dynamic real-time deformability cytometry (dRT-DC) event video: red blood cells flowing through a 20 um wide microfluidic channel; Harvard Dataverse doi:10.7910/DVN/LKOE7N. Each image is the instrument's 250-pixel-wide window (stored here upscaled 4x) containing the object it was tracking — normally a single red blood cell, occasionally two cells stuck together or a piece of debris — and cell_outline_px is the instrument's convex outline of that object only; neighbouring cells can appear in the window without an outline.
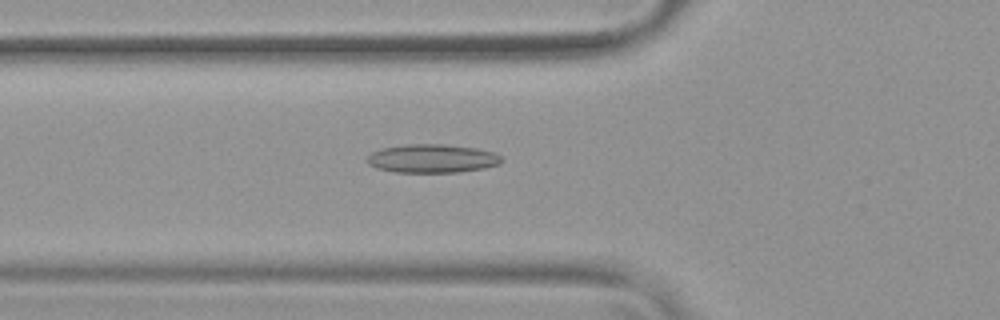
{"species": "common noctule bat (a hibernating species)", "species_latin": "Nyctalus noctula", "temperature_condition": "warm", "stored_images_in_passage": 54, "camera_frame_rate_fps": 3000, "um_per_image_px": 0.085, "animal": {"sex": "female", "body_mass_g": 19.9}, "frame": {"image": 1, "passage_image": 20, "time_ms": 6.333, "image_size_px": [1000, 320], "cell_outline_px": [[504, 160], [500, 164], [484, 168], [456, 172], [392, 172], [376, 168], [368, 164], [364, 160], [372, 152], [380, 148], [404, 144], [444, 144], [476, 148], [496, 152]], "centroid_in_image_um": [36.71, 13.47], "position_along_channel_um": 89.1, "area_um2": 22.66}}
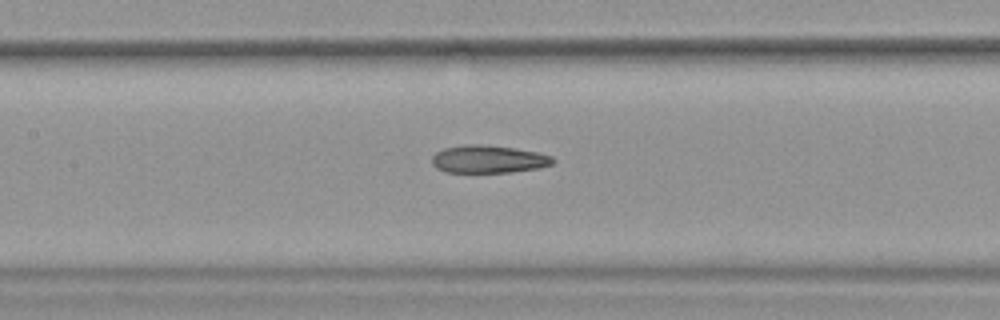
{"frame": {"image": 2, "passage_image": 26, "time_ms": 8.333, "image_size_px": [1000, 320], "cell_outline_px": [[556, 160], [552, 164], [540, 168], [512, 172], [444, 172], [436, 168], [432, 164], [432, 156], [436, 152], [444, 148], [464, 144], [484, 144], [516, 148], [540, 152], [552, 156]], "centroid_in_image_um": [41.54, 13.52], "position_along_channel_um": 165.9, "area_um2": 19.88}}
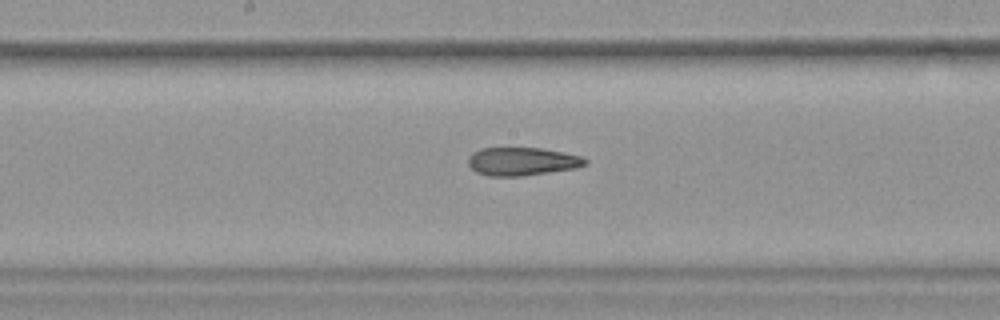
{"frame": {"image": 3, "passage_image": 29, "time_ms": 9.333, "image_size_px": [1000, 320], "cell_outline_px": [[588, 164], [576, 168], [524, 176], [488, 176], [476, 172], [468, 164], [468, 156], [472, 152], [480, 148], [540, 148], [564, 152], [584, 156], [588, 160]], "centroid_in_image_um": [44.4, 13.72], "position_along_channel_um": 203.8, "area_um2": 19.48}, "authors_computed_cell_mechanics": {"area_um2": 21.3571, "velocity_mm_per_s": 3.809, "shape_relaxation_time_tau1_ms": null, "shape_relaxation_time_tau2_ms": 5.4113, "deformation_change_tau1": null, "deformation_change_tau2": 0.1649}}